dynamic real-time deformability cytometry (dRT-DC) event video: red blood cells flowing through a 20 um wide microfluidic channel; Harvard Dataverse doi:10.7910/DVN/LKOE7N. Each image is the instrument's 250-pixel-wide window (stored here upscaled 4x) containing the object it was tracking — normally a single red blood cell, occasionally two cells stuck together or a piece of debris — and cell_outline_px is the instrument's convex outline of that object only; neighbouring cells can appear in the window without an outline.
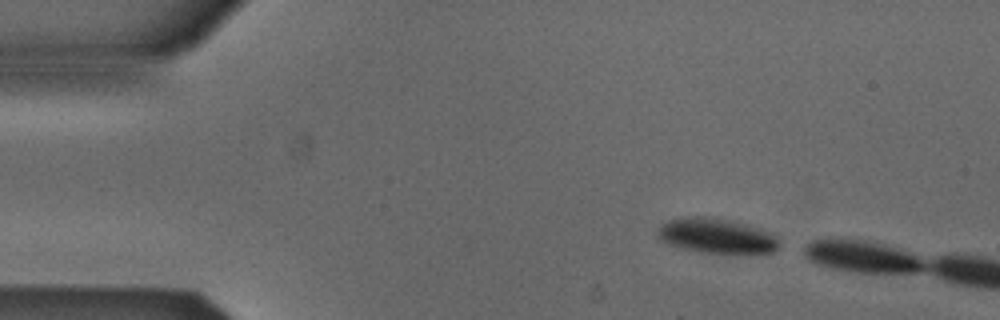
{"species": "Egyptian fruit bat (a non-hibernating species)", "species_latin": "Rousettus aegyptiacus", "temperature_condition": "cold", "stored_images_in_passage": 2, "camera_frame_rate_fps": 3000, "um_per_image_px": 0.085, "animal": {"sex": "male"}, "frame": {"image": 1, "passage_image": 1, "time_ms": 0.0, "image_size_px": [1000, 320], "cell_outline_px": [[780, 244], [776, 252], [700, 252], [676, 248], [660, 240], [656, 236], [656, 228], [660, 224], [668, 220], [684, 216], [724, 220], [744, 224], [760, 228], [772, 232], [780, 240]], "centroid_in_image_um": [60.85, 20.06], "position_along_channel_um": 24.2, "area_um2": 24.62}}